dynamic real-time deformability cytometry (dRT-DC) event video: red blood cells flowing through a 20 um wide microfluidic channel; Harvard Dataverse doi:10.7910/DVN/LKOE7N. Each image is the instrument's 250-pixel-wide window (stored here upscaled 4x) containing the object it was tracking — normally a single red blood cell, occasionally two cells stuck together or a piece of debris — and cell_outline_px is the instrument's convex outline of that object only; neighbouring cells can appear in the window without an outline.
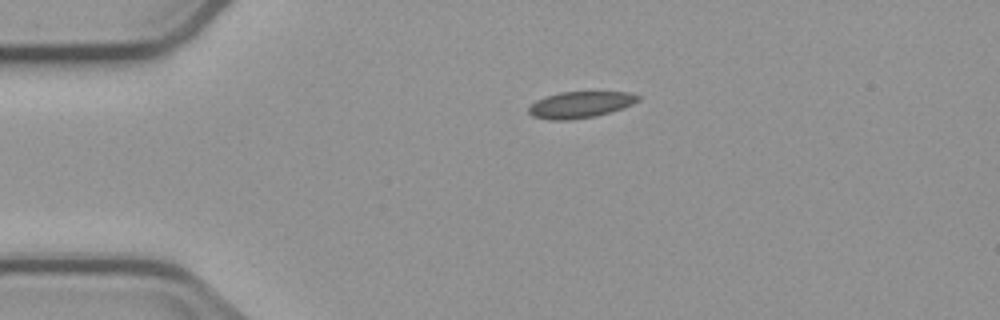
{"species": "common noctule bat (a hibernating species)", "species_latin": "Nyctalus noctula", "temperature_condition": "cold", "stored_images_in_passage": 3, "camera_frame_rate_fps": 3000, "um_per_image_px": 0.085, "animal": {"sex": "male", "body_mass_g": 23.1, "forearm_length_mm": 52.7}, "frame": {"image": 1, "passage_image": 3, "time_ms": 2.333, "image_size_px": [1000, 320], "cell_outline_px": [[640, 100], [624, 108], [596, 116], [572, 120], [548, 120], [532, 116], [528, 112], [528, 108], [536, 100], [560, 92], [628, 92], [640, 96]], "centroid_in_image_um": [49.33, 8.91], "position_along_channel_um": 35.7, "area_um2": 16.88}}